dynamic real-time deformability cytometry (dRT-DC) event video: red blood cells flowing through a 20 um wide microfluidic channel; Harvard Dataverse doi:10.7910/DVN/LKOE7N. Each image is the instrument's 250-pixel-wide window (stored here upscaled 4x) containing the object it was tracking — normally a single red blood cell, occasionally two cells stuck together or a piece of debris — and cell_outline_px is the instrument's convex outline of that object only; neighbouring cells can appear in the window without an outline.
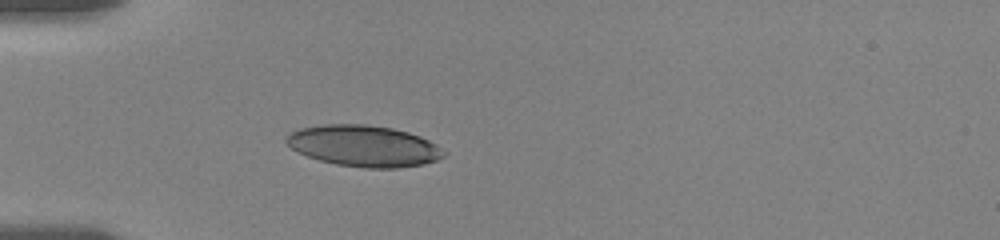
{"species": "human", "species_latin": "Homo sapiens", "temperature_condition": "room temperature", "stored_images_in_passage": 6, "camera_frame_rate_fps": 3000, "um_per_image_px": 0.085, "donor": {"sex": "female"}, "frame": {"image": 1, "passage_image": 6, "time_ms": 4.667, "image_size_px": [1000, 240], "cell_outline_px": [[448, 152], [444, 156], [436, 160], [424, 164], [396, 168], [364, 168], [336, 164], [320, 160], [308, 156], [292, 148], [284, 140], [292, 132], [300, 128], [320, 124], [364, 124], [392, 128], [408, 132], [420, 136], [436, 144]], "centroid_in_image_um": [30.96, 12.4], "position_along_channel_um": 54.0, "area_um2": 37.8}}